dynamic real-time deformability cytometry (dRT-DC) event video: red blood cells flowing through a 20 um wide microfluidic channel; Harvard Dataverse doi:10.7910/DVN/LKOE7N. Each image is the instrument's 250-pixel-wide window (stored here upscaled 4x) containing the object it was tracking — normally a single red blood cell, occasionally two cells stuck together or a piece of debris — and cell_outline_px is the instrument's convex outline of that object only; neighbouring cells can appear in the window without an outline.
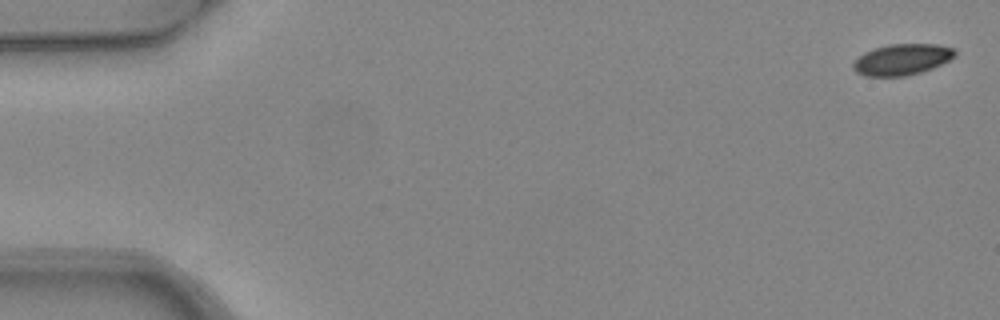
{"species": "common noctule bat (a hibernating species)", "species_latin": "Nyctalus noctula", "temperature_condition": "warm", "stored_images_in_passage": 5, "camera_frame_rate_fps": 3000, "um_per_image_px": 0.085, "animal": {"sex": "female", "body_mass_g": 24.6, "forearm_length_mm": 56.2}, "frame": {"image": 1, "passage_image": 1, "time_ms": 0.0, "image_size_px": [1000, 320], "cell_outline_px": [[956, 56], [932, 68], [920, 72], [904, 76], [864, 76], [856, 72], [852, 68], [852, 64], [864, 52], [888, 44], [936, 44], [952, 48], [956, 52]], "centroid_in_image_um": [76.65, 5.06], "position_along_channel_um": 8.4, "area_um2": 18.26}}
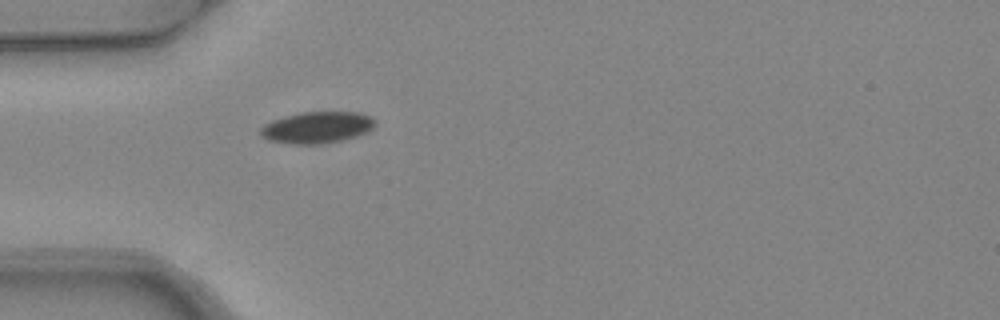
{"frame": {"image": 2, "passage_image": 5, "time_ms": 1.333, "image_size_px": [1000, 320], "cell_outline_px": [[376, 124], [372, 128], [356, 136], [340, 140], [320, 144], [288, 144], [268, 140], [260, 136], [260, 128], [264, 124], [272, 120], [284, 116], [300, 112], [356, 112], [368, 116], [376, 120]], "centroid_in_image_um": [26.88, 10.83], "position_along_channel_um": 58.1, "area_um2": 21.04}}